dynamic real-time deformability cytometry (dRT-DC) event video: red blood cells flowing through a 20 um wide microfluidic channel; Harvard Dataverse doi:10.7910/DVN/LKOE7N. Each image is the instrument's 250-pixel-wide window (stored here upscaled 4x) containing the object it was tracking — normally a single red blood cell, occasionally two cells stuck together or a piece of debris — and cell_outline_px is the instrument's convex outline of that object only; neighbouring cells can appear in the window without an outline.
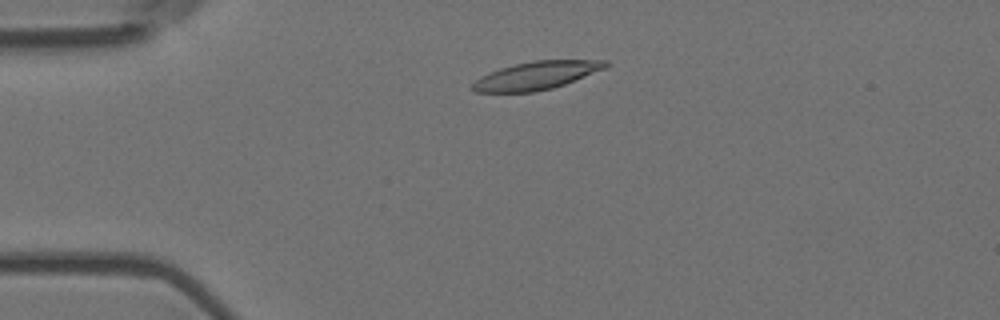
{"species": "Egyptian fruit bat (a non-hibernating species)", "species_latin": "Rousettus aegyptiacus", "temperature_condition": "room temperature", "stored_images_in_passage": 44, "camera_frame_rate_fps": 3000, "um_per_image_px": 0.085, "animal": {"sex": "female"}, "frame": {"image": 1, "passage_image": 1, "time_ms": 0.0, "image_size_px": [1000, 320], "cell_outline_px": [[612, 64], [604, 68], [564, 84], [552, 88], [532, 92], [476, 92], [468, 88], [480, 76], [488, 72], [500, 68], [532, 60], [608, 60]], "centroid_in_image_um": [45.55, 6.41], "position_along_channel_um": 39.4, "area_um2": 21.68}}
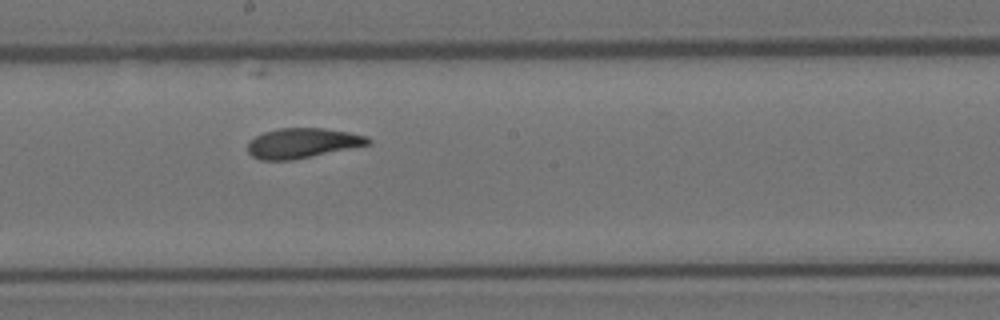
{"frame": {"image": 2, "passage_image": 19, "time_ms": 6.0, "image_size_px": [1000, 320], "cell_outline_px": [[372, 140], [368, 144], [292, 160], [260, 160], [252, 156], [248, 152], [248, 140], [264, 132], [280, 128], [324, 128], [348, 132], [368, 136]], "centroid_in_image_um": [25.66, 12.15], "position_along_channel_um": 222.5, "area_um2": 20.81}}
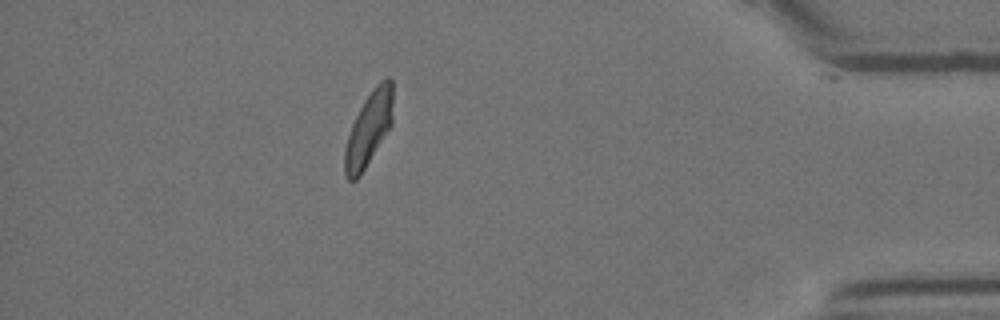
{"frame": {"image": 3, "passage_image": 38, "time_ms": 12.333, "image_size_px": [1000, 320], "cell_outline_px": [[392, 124], [360, 176], [356, 180], [348, 180], [344, 172], [344, 148], [352, 124], [364, 100], [372, 88], [384, 76], [388, 76], [392, 80]], "centroid_in_image_um": [31.34, 10.93], "position_along_channel_um": 403.9, "area_um2": 20.75}, "authors_computed_cell_mechanics": {"area_um2": 21.4727, "velocity_mm_per_s": 3.5652, "shape_relaxation_time_tau1_ms": 4.6553, "shape_relaxation_time_tau2_ms": 1.6645, "deformation_change_tau1": 0.1681, "deformation_change_tau2": 0.0788}}